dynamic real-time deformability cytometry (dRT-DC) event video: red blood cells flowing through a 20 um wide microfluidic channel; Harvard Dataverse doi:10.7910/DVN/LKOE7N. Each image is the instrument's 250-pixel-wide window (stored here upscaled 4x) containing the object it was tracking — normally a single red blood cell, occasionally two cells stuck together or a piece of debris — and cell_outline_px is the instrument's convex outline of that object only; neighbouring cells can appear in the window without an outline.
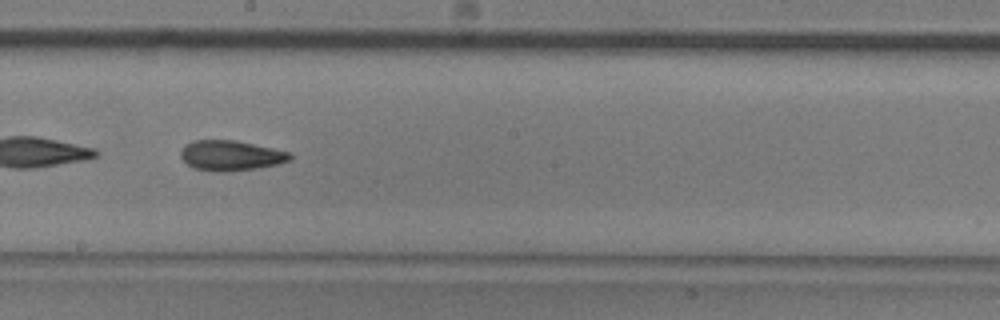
{"species": "common noctule bat (a hibernating species)", "species_latin": "Nyctalus noctula", "temperature_condition": "room temperature", "stored_images_in_passage": 47, "camera_frame_rate_fps": 3000, "um_per_image_px": 0.085, "animal": {"sex": "male", "body_mass_g": 20.5, "forearm_length_mm": 52.5}, "frame": {"image": 1, "passage_image": 23, "time_ms": 7.333, "image_size_px": [1000, 320], "cell_outline_px": [[292, 160], [276, 164], [256, 168], [224, 172], [216, 172], [192, 168], [180, 156], [180, 152], [192, 140], [236, 140], [272, 148], [288, 152], [292, 156]], "centroid_in_image_um": [19.61, 13.22], "position_along_channel_um": 228.6, "area_um2": 19.07}}
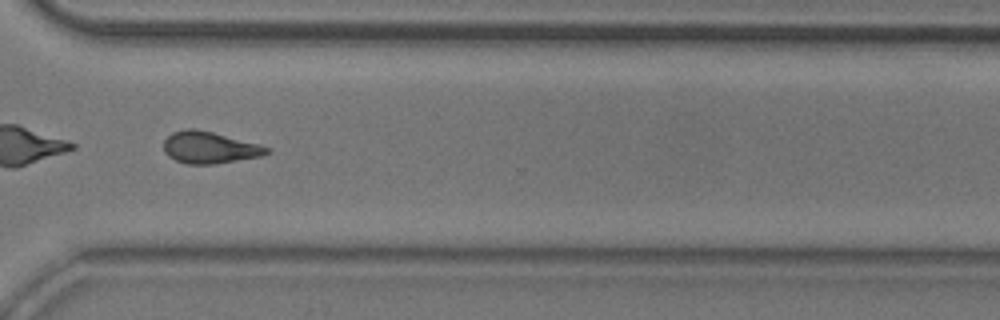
{"frame": {"image": 2, "passage_image": 33, "time_ms": 10.667, "image_size_px": [1000, 320], "cell_outline_px": [[272, 152], [260, 156], [212, 164], [188, 164], [176, 160], [168, 156], [164, 152], [164, 140], [172, 132], [188, 128], [196, 128], [260, 144], [268, 148]], "centroid_in_image_um": [17.79, 12.53], "position_along_channel_um": 352.8, "area_um2": 18.96}}
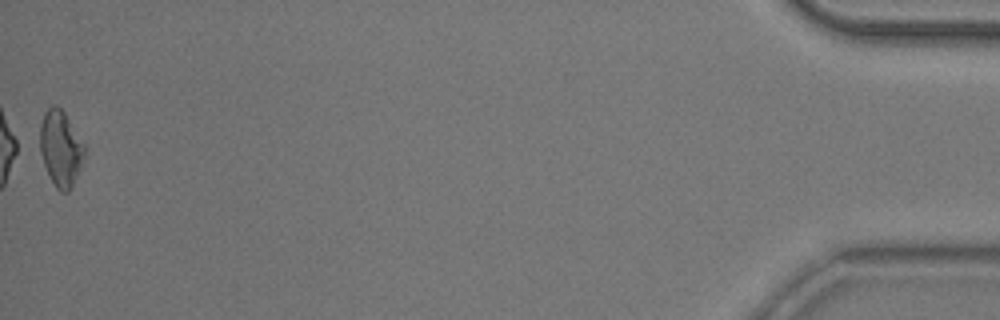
{"frame": {"image": 3, "passage_image": 47, "time_ms": 15.333, "image_size_px": [1000, 320], "cell_outline_px": [[84, 160], [68, 192], [60, 192], [56, 188], [44, 164], [40, 152], [40, 124], [44, 112], [52, 104], [56, 104], [64, 112], [84, 144]], "centroid_in_image_um": [5.14, 12.58], "position_along_channel_um": 430.1, "area_um2": 19.36}, "authors_computed_cell_mechanics": {"area_um2": 19.0162, "velocity_mm_per_s": 3.7361, "shape_relaxation_time_tau1_ms": 5.7788, "shape_relaxation_time_tau2_ms": 3.8796, "deformation_change_tau1": 0.1483, "deformation_change_tau2": 0.1255}}